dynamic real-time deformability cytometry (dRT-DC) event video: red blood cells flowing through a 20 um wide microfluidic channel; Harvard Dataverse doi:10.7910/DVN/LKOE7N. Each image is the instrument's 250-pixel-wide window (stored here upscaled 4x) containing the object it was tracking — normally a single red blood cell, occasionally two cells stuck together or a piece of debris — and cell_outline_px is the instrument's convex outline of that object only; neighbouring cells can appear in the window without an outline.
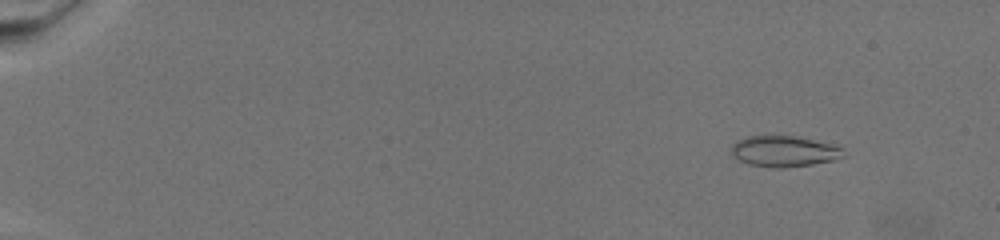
{"species": "common noctule bat (a hibernating species)", "species_latin": "Nyctalus noctula", "temperature_condition": "warm", "stored_images_in_passage": 73, "camera_frame_rate_fps": 3000, "um_per_image_px": 0.085, "animal": {"sex": "female", "body_mass_g": 19.5, "forearm_length_mm": 54.1}, "frame": {"image": 1, "passage_image": 9, "time_ms": 2.667, "image_size_px": [1000, 240], "cell_outline_px": [[844, 156], [832, 160], [812, 164], [780, 168], [772, 168], [748, 164], [732, 156], [732, 144], [736, 140], [748, 136], [796, 136], [828, 144], [840, 148]], "centroid_in_image_um": [66.56, 12.86], "position_along_channel_um": 18.4, "area_um2": 19.83}}
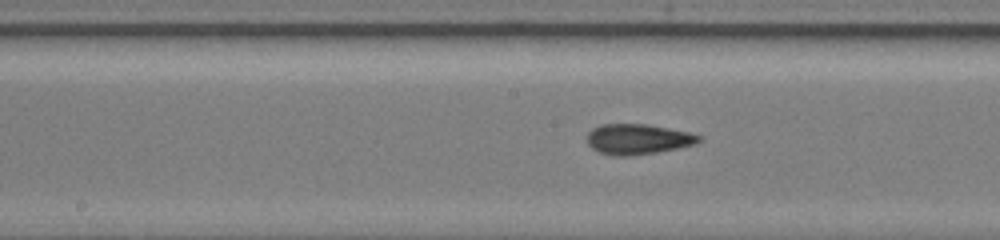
{"frame": {"image": 2, "passage_image": 42, "time_ms": 13.667, "image_size_px": [1000, 240], "cell_outline_px": [[700, 140], [696, 144], [656, 152], [628, 156], [612, 156], [600, 152], [592, 148], [588, 144], [588, 132], [592, 128], [600, 124], [648, 124], [688, 132], [700, 136]], "centroid_in_image_um": [54.18, 11.82], "position_along_channel_um": 194.0, "area_um2": 19.65}}
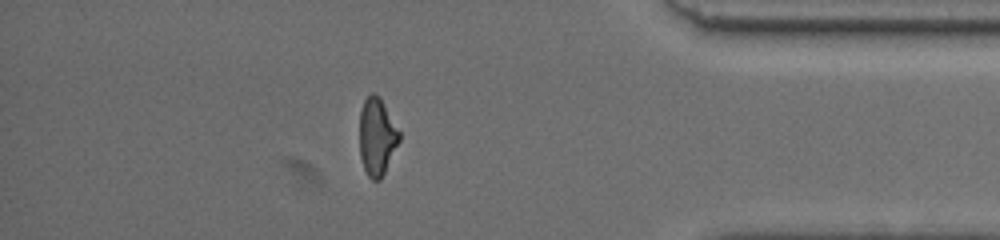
{"frame": {"image": 3, "passage_image": 65, "time_ms": 21.333, "image_size_px": [1000, 240], "cell_outline_px": [[400, 140], [380, 180], [372, 180], [368, 176], [364, 168], [360, 156], [360, 112], [364, 100], [372, 92], [380, 96], [400, 132]], "centroid_in_image_um": [32.04, 11.6], "position_along_channel_um": 403.2, "area_um2": 17.8}}